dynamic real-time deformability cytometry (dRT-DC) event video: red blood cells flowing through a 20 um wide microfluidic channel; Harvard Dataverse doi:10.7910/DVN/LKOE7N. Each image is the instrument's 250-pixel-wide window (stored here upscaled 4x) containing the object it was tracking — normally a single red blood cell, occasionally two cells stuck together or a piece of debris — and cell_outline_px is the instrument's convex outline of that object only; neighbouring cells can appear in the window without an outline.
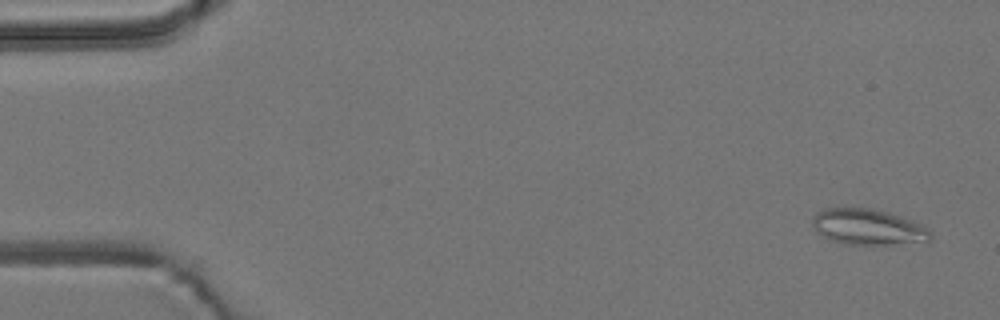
{"species": "common noctule bat (a hibernating species)", "species_latin": "Nyctalus noctula", "temperature_condition": "room temperature", "stored_images_in_passage": 8, "camera_frame_rate_fps": 3000, "um_per_image_px": 0.085, "animal": {"sex": "male", "body_mass_g": 19.2, "forearm_length_mm": 51.8}, "frame": {"image": 1, "passage_image": 1, "time_ms": 0.0, "image_size_px": [1000, 320], "cell_outline_px": [[932, 236], [928, 240], [872, 248], [844, 244], [832, 240], [816, 232], [812, 224], [812, 220], [816, 212], [824, 208], [872, 208], [888, 212], [912, 220], [920, 224], [932, 232]], "centroid_in_image_um": [73.77, 19.33], "position_along_channel_um": 11.2, "area_um2": 25.37}}
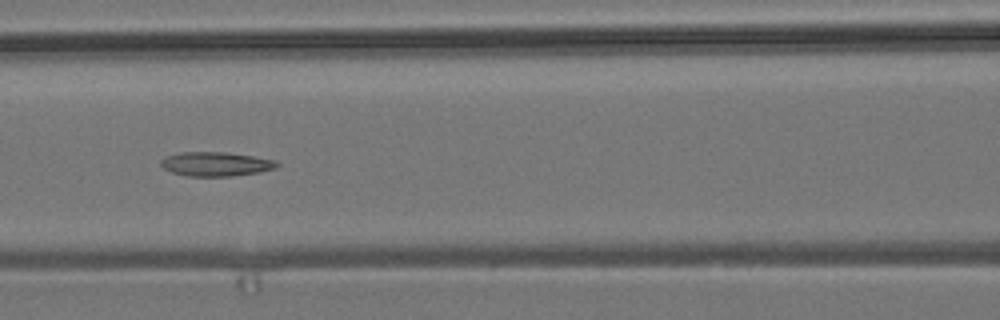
{"frame": {"image": 2, "passage_image": 7, "time_ms": 7.0, "image_size_px": [1000, 320], "cell_outline_px": [[280, 164], [276, 168], [260, 172], [232, 176], [188, 176], [172, 172], [164, 168], [160, 164], [160, 160], [164, 156], [180, 152], [228, 152], [276, 160]], "centroid_in_image_um": [18.35, 13.93], "position_along_channel_um": 148.3, "area_um2": 16.47}}
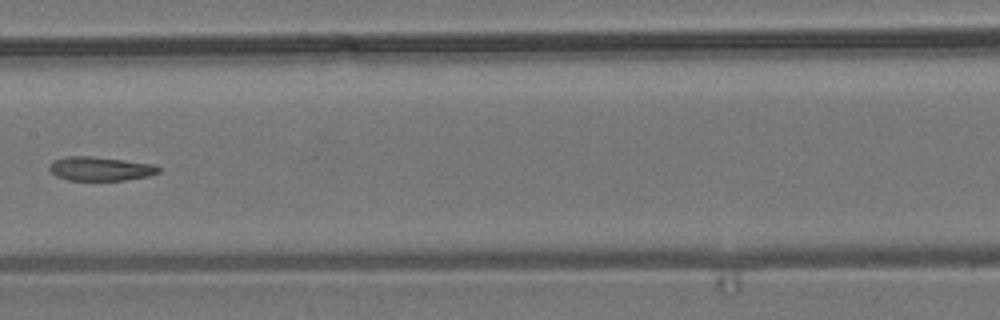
{"frame": {"image": 3, "passage_image": 8, "time_ms": 8.333, "image_size_px": [1000, 320], "cell_outline_px": [[160, 172], [148, 176], [124, 180], [68, 180], [56, 176], [48, 168], [48, 164], [52, 160], [64, 156], [92, 156], [156, 164], [160, 168]], "centroid_in_image_um": [8.5, 14.33], "position_along_channel_um": 198.9, "area_um2": 15.43}}